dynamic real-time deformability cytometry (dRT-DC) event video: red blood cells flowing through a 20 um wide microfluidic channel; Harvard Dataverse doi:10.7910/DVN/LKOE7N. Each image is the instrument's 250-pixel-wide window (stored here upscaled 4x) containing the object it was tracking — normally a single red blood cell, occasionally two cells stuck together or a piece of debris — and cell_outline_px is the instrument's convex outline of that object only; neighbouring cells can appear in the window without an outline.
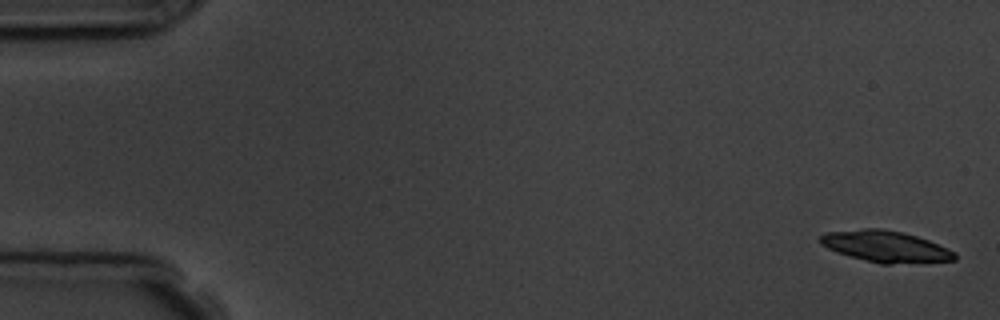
{"species": "common noctule bat (a hibernating species)", "species_latin": "Nyctalus noctula", "temperature_condition": "room temperature", "stored_images_in_passage": 5, "camera_frame_rate_fps": 3000, "um_per_image_px": 0.085, "animal": {"sex": "male", "body_mass_g": 19.5, "forearm_length_mm": 54.6}, "frame": {"image": 1, "passage_image": 1, "time_ms": 0.0, "image_size_px": [1000, 320], "cell_outline_px": [[956, 260], [888, 264], [880, 264], [836, 252], [820, 244], [820, 236], [824, 232], [864, 228], [884, 228], [904, 232], [928, 240], [948, 248], [956, 252]], "centroid_in_image_um": [75.26, 20.93], "position_along_channel_um": 9.7, "area_um2": 24.62}}
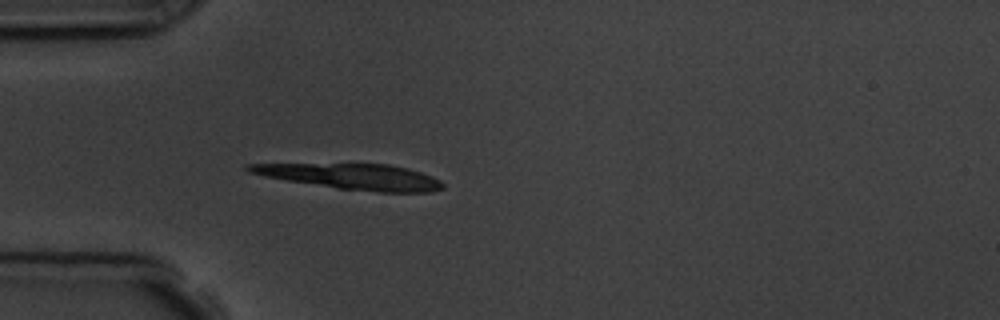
{"frame": {"image": 2, "passage_image": 5, "time_ms": 4.667, "image_size_px": [1000, 320], "cell_outline_px": [[444, 188], [432, 192], [376, 192], [336, 188], [264, 176], [248, 172], [244, 168], [244, 164], [388, 164], [408, 168], [432, 176], [440, 180], [444, 184]], "centroid_in_image_um": [29.96, 15.01], "position_along_channel_um": 55.0, "area_um2": 28.78}}